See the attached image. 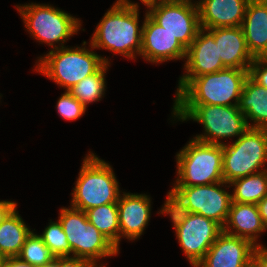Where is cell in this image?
I'll list each match as a JSON object with an SVG mask.
<instances>
[{"instance_id":"6da1fadb","label":"cell","mask_w":267,"mask_h":267,"mask_svg":"<svg viewBox=\"0 0 267 267\" xmlns=\"http://www.w3.org/2000/svg\"><path fill=\"white\" fill-rule=\"evenodd\" d=\"M138 5L129 0H117L98 23L91 48H104L127 58L140 55L142 27L139 28Z\"/></svg>"},{"instance_id":"ba28073f","label":"cell","mask_w":267,"mask_h":267,"mask_svg":"<svg viewBox=\"0 0 267 267\" xmlns=\"http://www.w3.org/2000/svg\"><path fill=\"white\" fill-rule=\"evenodd\" d=\"M60 212L59 222L74 257L97 265L96 260L118 254L119 250L88 221L84 211L70 207Z\"/></svg>"},{"instance_id":"3957f363","label":"cell","mask_w":267,"mask_h":267,"mask_svg":"<svg viewBox=\"0 0 267 267\" xmlns=\"http://www.w3.org/2000/svg\"><path fill=\"white\" fill-rule=\"evenodd\" d=\"M173 112L182 121L192 119L203 124L204 135L194 138L203 143L223 145L219 139L240 137L249 128L238 106L174 104Z\"/></svg>"},{"instance_id":"484cf974","label":"cell","mask_w":267,"mask_h":267,"mask_svg":"<svg viewBox=\"0 0 267 267\" xmlns=\"http://www.w3.org/2000/svg\"><path fill=\"white\" fill-rule=\"evenodd\" d=\"M17 257L36 267L51 264L56 258L51 250L44 244L43 239L33 231L26 238Z\"/></svg>"},{"instance_id":"5b68a950","label":"cell","mask_w":267,"mask_h":267,"mask_svg":"<svg viewBox=\"0 0 267 267\" xmlns=\"http://www.w3.org/2000/svg\"><path fill=\"white\" fill-rule=\"evenodd\" d=\"M105 63L109 64L106 58L86 48L61 47L40 58L36 70L68 91L85 77L96 73Z\"/></svg>"},{"instance_id":"8992f818","label":"cell","mask_w":267,"mask_h":267,"mask_svg":"<svg viewBox=\"0 0 267 267\" xmlns=\"http://www.w3.org/2000/svg\"><path fill=\"white\" fill-rule=\"evenodd\" d=\"M176 156L178 178L174 187L224 181L222 145L192 139Z\"/></svg>"},{"instance_id":"9a60e30c","label":"cell","mask_w":267,"mask_h":267,"mask_svg":"<svg viewBox=\"0 0 267 267\" xmlns=\"http://www.w3.org/2000/svg\"><path fill=\"white\" fill-rule=\"evenodd\" d=\"M142 25V47L140 55L152 63L178 60L186 57V48L164 27L145 14Z\"/></svg>"},{"instance_id":"7402d4cb","label":"cell","mask_w":267,"mask_h":267,"mask_svg":"<svg viewBox=\"0 0 267 267\" xmlns=\"http://www.w3.org/2000/svg\"><path fill=\"white\" fill-rule=\"evenodd\" d=\"M31 232L15 208L0 224V254L5 258L17 257Z\"/></svg>"},{"instance_id":"5bb4252c","label":"cell","mask_w":267,"mask_h":267,"mask_svg":"<svg viewBox=\"0 0 267 267\" xmlns=\"http://www.w3.org/2000/svg\"><path fill=\"white\" fill-rule=\"evenodd\" d=\"M255 245L222 231L196 267H251Z\"/></svg>"},{"instance_id":"d4e9b609","label":"cell","mask_w":267,"mask_h":267,"mask_svg":"<svg viewBox=\"0 0 267 267\" xmlns=\"http://www.w3.org/2000/svg\"><path fill=\"white\" fill-rule=\"evenodd\" d=\"M109 64H104L96 73L85 77L68 92L85 107L94 101H99L105 91V72Z\"/></svg>"},{"instance_id":"ffe728a7","label":"cell","mask_w":267,"mask_h":267,"mask_svg":"<svg viewBox=\"0 0 267 267\" xmlns=\"http://www.w3.org/2000/svg\"><path fill=\"white\" fill-rule=\"evenodd\" d=\"M266 229L256 204L231 203L229 215L223 227L224 232L248 239L255 246H259L256 243L259 236L257 233L260 234Z\"/></svg>"},{"instance_id":"e575fe53","label":"cell","mask_w":267,"mask_h":267,"mask_svg":"<svg viewBox=\"0 0 267 267\" xmlns=\"http://www.w3.org/2000/svg\"><path fill=\"white\" fill-rule=\"evenodd\" d=\"M264 226L267 228V195L256 204Z\"/></svg>"},{"instance_id":"8d00e7d4","label":"cell","mask_w":267,"mask_h":267,"mask_svg":"<svg viewBox=\"0 0 267 267\" xmlns=\"http://www.w3.org/2000/svg\"><path fill=\"white\" fill-rule=\"evenodd\" d=\"M5 257L0 254V267H2Z\"/></svg>"},{"instance_id":"d6a6232c","label":"cell","mask_w":267,"mask_h":267,"mask_svg":"<svg viewBox=\"0 0 267 267\" xmlns=\"http://www.w3.org/2000/svg\"><path fill=\"white\" fill-rule=\"evenodd\" d=\"M17 207L15 202L0 201V224L9 216V214Z\"/></svg>"},{"instance_id":"f546056e","label":"cell","mask_w":267,"mask_h":267,"mask_svg":"<svg viewBox=\"0 0 267 267\" xmlns=\"http://www.w3.org/2000/svg\"><path fill=\"white\" fill-rule=\"evenodd\" d=\"M249 76L267 89V57L254 59L249 68Z\"/></svg>"},{"instance_id":"277c9868","label":"cell","mask_w":267,"mask_h":267,"mask_svg":"<svg viewBox=\"0 0 267 267\" xmlns=\"http://www.w3.org/2000/svg\"><path fill=\"white\" fill-rule=\"evenodd\" d=\"M73 190L71 206L84 212L90 208L117 203L120 197L118 182L111 166L93 153L83 160Z\"/></svg>"},{"instance_id":"7a4b0ae2","label":"cell","mask_w":267,"mask_h":267,"mask_svg":"<svg viewBox=\"0 0 267 267\" xmlns=\"http://www.w3.org/2000/svg\"><path fill=\"white\" fill-rule=\"evenodd\" d=\"M248 76L249 69L225 68L194 77L177 94L174 104L238 106Z\"/></svg>"},{"instance_id":"4316f807","label":"cell","mask_w":267,"mask_h":267,"mask_svg":"<svg viewBox=\"0 0 267 267\" xmlns=\"http://www.w3.org/2000/svg\"><path fill=\"white\" fill-rule=\"evenodd\" d=\"M39 236L55 257H65L72 253L67 236L59 220L58 222H50L43 234Z\"/></svg>"},{"instance_id":"e0dca14e","label":"cell","mask_w":267,"mask_h":267,"mask_svg":"<svg viewBox=\"0 0 267 267\" xmlns=\"http://www.w3.org/2000/svg\"><path fill=\"white\" fill-rule=\"evenodd\" d=\"M250 0H201L197 2L203 29L242 26Z\"/></svg>"},{"instance_id":"4fadbf2b","label":"cell","mask_w":267,"mask_h":267,"mask_svg":"<svg viewBox=\"0 0 267 267\" xmlns=\"http://www.w3.org/2000/svg\"><path fill=\"white\" fill-rule=\"evenodd\" d=\"M207 33H204L206 32ZM185 70L187 74L180 77L176 95L194 78L204 74L215 73L226 67L218 57V44L214 36L206 29L201 28L186 49Z\"/></svg>"},{"instance_id":"8fae6325","label":"cell","mask_w":267,"mask_h":267,"mask_svg":"<svg viewBox=\"0 0 267 267\" xmlns=\"http://www.w3.org/2000/svg\"><path fill=\"white\" fill-rule=\"evenodd\" d=\"M226 182H217L207 185H196L190 187H173L180 197L185 201L190 213L200 214L224 227L232 197L229 192L220 188Z\"/></svg>"},{"instance_id":"83f0119b","label":"cell","mask_w":267,"mask_h":267,"mask_svg":"<svg viewBox=\"0 0 267 267\" xmlns=\"http://www.w3.org/2000/svg\"><path fill=\"white\" fill-rule=\"evenodd\" d=\"M160 212H165L170 215L171 220L174 223V229L181 226L190 214L185 201L174 189L168 192V198Z\"/></svg>"},{"instance_id":"f1b7e54d","label":"cell","mask_w":267,"mask_h":267,"mask_svg":"<svg viewBox=\"0 0 267 267\" xmlns=\"http://www.w3.org/2000/svg\"><path fill=\"white\" fill-rule=\"evenodd\" d=\"M57 110L60 116L64 119L75 120L85 113L86 107L66 91L57 102Z\"/></svg>"},{"instance_id":"4dcf8cb0","label":"cell","mask_w":267,"mask_h":267,"mask_svg":"<svg viewBox=\"0 0 267 267\" xmlns=\"http://www.w3.org/2000/svg\"><path fill=\"white\" fill-rule=\"evenodd\" d=\"M55 267H97L94 263L77 257H56Z\"/></svg>"},{"instance_id":"52a82bcc","label":"cell","mask_w":267,"mask_h":267,"mask_svg":"<svg viewBox=\"0 0 267 267\" xmlns=\"http://www.w3.org/2000/svg\"><path fill=\"white\" fill-rule=\"evenodd\" d=\"M224 182L263 171L267 162V129L248 128L231 145H222ZM260 170V171H257Z\"/></svg>"},{"instance_id":"ac0fdd59","label":"cell","mask_w":267,"mask_h":267,"mask_svg":"<svg viewBox=\"0 0 267 267\" xmlns=\"http://www.w3.org/2000/svg\"><path fill=\"white\" fill-rule=\"evenodd\" d=\"M218 44V57L226 68L249 69L254 61L241 26L206 29Z\"/></svg>"},{"instance_id":"d590c367","label":"cell","mask_w":267,"mask_h":267,"mask_svg":"<svg viewBox=\"0 0 267 267\" xmlns=\"http://www.w3.org/2000/svg\"><path fill=\"white\" fill-rule=\"evenodd\" d=\"M162 0H141L142 3H144L148 8L155 6Z\"/></svg>"},{"instance_id":"74e56055","label":"cell","mask_w":267,"mask_h":267,"mask_svg":"<svg viewBox=\"0 0 267 267\" xmlns=\"http://www.w3.org/2000/svg\"><path fill=\"white\" fill-rule=\"evenodd\" d=\"M39 267H55V260L51 264H48L45 266H39Z\"/></svg>"},{"instance_id":"9c48e42d","label":"cell","mask_w":267,"mask_h":267,"mask_svg":"<svg viewBox=\"0 0 267 267\" xmlns=\"http://www.w3.org/2000/svg\"><path fill=\"white\" fill-rule=\"evenodd\" d=\"M17 9L30 34L39 42L54 47L53 50L64 47L63 43L80 30L79 19L52 6L32 3L17 6ZM55 42H62V45L53 46Z\"/></svg>"},{"instance_id":"2e32d148","label":"cell","mask_w":267,"mask_h":267,"mask_svg":"<svg viewBox=\"0 0 267 267\" xmlns=\"http://www.w3.org/2000/svg\"><path fill=\"white\" fill-rule=\"evenodd\" d=\"M150 201L144 194L120 195L117 202L120 239L125 236L129 240H135L142 235L150 218Z\"/></svg>"},{"instance_id":"7c38bea8","label":"cell","mask_w":267,"mask_h":267,"mask_svg":"<svg viewBox=\"0 0 267 267\" xmlns=\"http://www.w3.org/2000/svg\"><path fill=\"white\" fill-rule=\"evenodd\" d=\"M222 231L218 223L197 213H190L175 229L176 238L193 267L202 261Z\"/></svg>"},{"instance_id":"836d02e7","label":"cell","mask_w":267,"mask_h":267,"mask_svg":"<svg viewBox=\"0 0 267 267\" xmlns=\"http://www.w3.org/2000/svg\"><path fill=\"white\" fill-rule=\"evenodd\" d=\"M2 267H36V266L24 262L18 257H8L5 258Z\"/></svg>"},{"instance_id":"cb8c5ba5","label":"cell","mask_w":267,"mask_h":267,"mask_svg":"<svg viewBox=\"0 0 267 267\" xmlns=\"http://www.w3.org/2000/svg\"><path fill=\"white\" fill-rule=\"evenodd\" d=\"M229 184L235 186L232 202L257 204L267 195V169L237 178Z\"/></svg>"},{"instance_id":"44dd1931","label":"cell","mask_w":267,"mask_h":267,"mask_svg":"<svg viewBox=\"0 0 267 267\" xmlns=\"http://www.w3.org/2000/svg\"><path fill=\"white\" fill-rule=\"evenodd\" d=\"M238 107L245 115L248 127L267 129V89L250 76L245 80ZM248 119L254 124L249 125Z\"/></svg>"},{"instance_id":"d6986e66","label":"cell","mask_w":267,"mask_h":267,"mask_svg":"<svg viewBox=\"0 0 267 267\" xmlns=\"http://www.w3.org/2000/svg\"><path fill=\"white\" fill-rule=\"evenodd\" d=\"M242 29L253 58L267 57V0H250L246 6Z\"/></svg>"},{"instance_id":"30bf717a","label":"cell","mask_w":267,"mask_h":267,"mask_svg":"<svg viewBox=\"0 0 267 267\" xmlns=\"http://www.w3.org/2000/svg\"><path fill=\"white\" fill-rule=\"evenodd\" d=\"M149 9L148 15L186 49L201 29L198 5L191 0H162Z\"/></svg>"},{"instance_id":"603a6c76","label":"cell","mask_w":267,"mask_h":267,"mask_svg":"<svg viewBox=\"0 0 267 267\" xmlns=\"http://www.w3.org/2000/svg\"><path fill=\"white\" fill-rule=\"evenodd\" d=\"M85 213L88 221L119 250L120 229L117 203L90 208Z\"/></svg>"},{"instance_id":"1f68e13d","label":"cell","mask_w":267,"mask_h":267,"mask_svg":"<svg viewBox=\"0 0 267 267\" xmlns=\"http://www.w3.org/2000/svg\"><path fill=\"white\" fill-rule=\"evenodd\" d=\"M251 267H267V248L263 245L255 247Z\"/></svg>"}]
</instances>
